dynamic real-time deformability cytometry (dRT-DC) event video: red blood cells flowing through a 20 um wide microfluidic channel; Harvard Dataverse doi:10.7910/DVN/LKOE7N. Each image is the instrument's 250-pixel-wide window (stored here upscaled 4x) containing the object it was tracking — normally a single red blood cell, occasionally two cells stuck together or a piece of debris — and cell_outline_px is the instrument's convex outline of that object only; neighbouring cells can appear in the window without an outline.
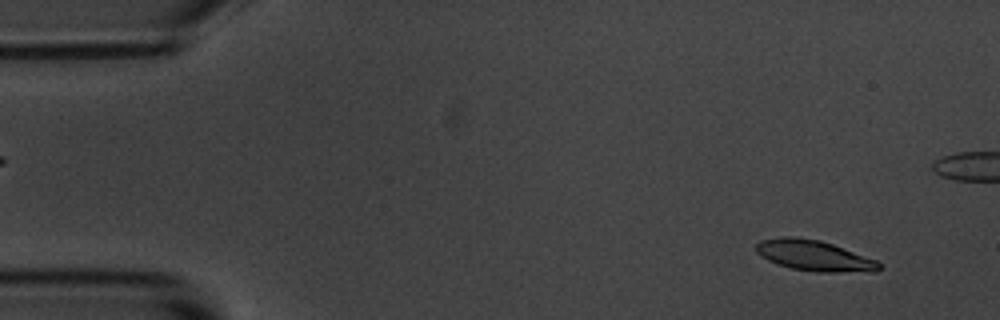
{"species": "common noctule bat (a hibernating species)", "species_latin": "Nyctalus noctula", "temperature_condition": "room temperature", "stored_images_in_passage": 5, "camera_frame_rate_fps": 3000, "um_per_image_px": 0.085, "animal": {"sex": "male", "body_mass_g": 20.1, "forearm_length_mm": 53.5}, "frame": {"image": 1, "passage_image": 1, "time_ms": 0.0, "image_size_px": [1000, 320], "cell_outline_px": [[884, 268], [876, 272], [820, 272], [792, 268], [768, 260], [760, 256], [756, 252], [756, 244], [760, 240], [784, 236], [792, 236], [820, 240], [832, 244], [876, 260]], "centroid_in_image_um": [69.22, 21.73], "position_along_channel_um": 15.8, "area_um2": 21.91}}